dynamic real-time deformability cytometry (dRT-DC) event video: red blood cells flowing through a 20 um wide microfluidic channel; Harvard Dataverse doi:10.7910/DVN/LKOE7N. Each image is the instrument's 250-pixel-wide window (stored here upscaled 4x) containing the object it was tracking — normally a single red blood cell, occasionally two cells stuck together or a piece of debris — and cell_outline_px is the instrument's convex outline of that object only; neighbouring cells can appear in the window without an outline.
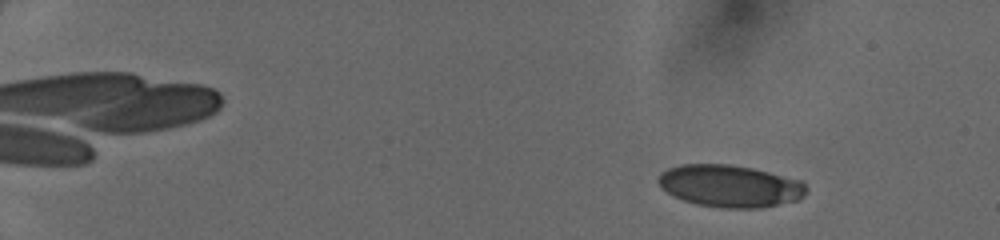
{"species": "human", "species_latin": "Homo sapiens", "temperature_condition": "cold", "stored_images_in_passage": 18, "camera_frame_rate_fps": 3000, "um_per_image_px": 0.085, "donor": {"sex": "female"}, "frame": {"image": 1, "passage_image": 7, "time_ms": 2.0, "image_size_px": [1000, 240], "cell_outline_px": [[808, 188], [804, 196], [800, 200], [760, 208], [724, 208], [696, 204], [672, 196], [656, 180], [660, 172], [668, 168], [680, 164], [728, 164], [752, 168], [800, 180]], "centroid_in_image_um": [62.05, 15.81], "position_along_channel_um": 23.0, "area_um2": 36.47}}